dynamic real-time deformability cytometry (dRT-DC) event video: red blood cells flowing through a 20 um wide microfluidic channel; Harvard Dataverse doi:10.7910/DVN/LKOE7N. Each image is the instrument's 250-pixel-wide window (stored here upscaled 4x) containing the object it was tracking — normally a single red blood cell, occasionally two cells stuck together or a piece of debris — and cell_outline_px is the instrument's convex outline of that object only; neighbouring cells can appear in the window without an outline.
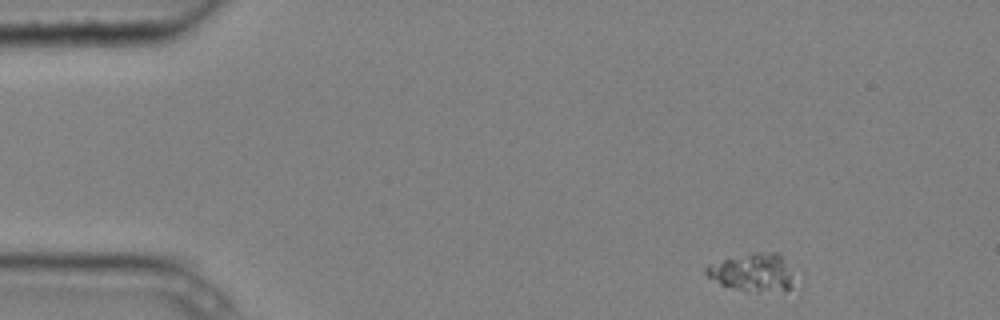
{"species": "common noctule bat (a hibernating species)", "species_latin": "Nyctalus noctula", "temperature_condition": "cold", "stored_images_in_passage": 3, "camera_frame_rate_fps": 3000, "um_per_image_px": 0.085, "animal": {"sex": "male", "body_mass_g": 20.4}, "frame": {"image": 1, "passage_image": 1, "time_ms": 0.0, "image_size_px": [1000, 320], "cell_outline_px": [[788, 288], [748, 292], [720, 284], [708, 276], [704, 272], [704, 268], [708, 264], [756, 252], [780, 252], [788, 276]], "centroid_in_image_um": [63.81, 23.13], "position_along_channel_um": 21.2, "area_um2": 18.15}}